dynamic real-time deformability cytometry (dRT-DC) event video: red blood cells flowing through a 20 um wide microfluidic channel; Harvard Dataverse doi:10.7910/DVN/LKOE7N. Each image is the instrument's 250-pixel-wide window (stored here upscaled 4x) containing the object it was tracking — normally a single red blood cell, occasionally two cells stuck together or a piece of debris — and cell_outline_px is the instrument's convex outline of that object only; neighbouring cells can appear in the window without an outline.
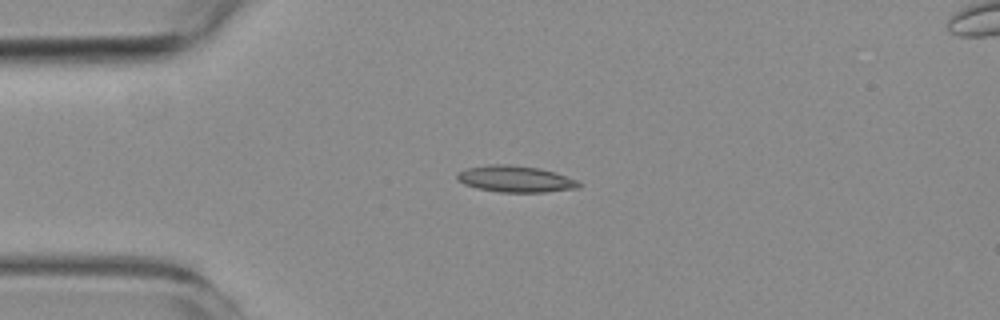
{"species": "common noctule bat (a hibernating species)", "species_latin": "Nyctalus noctula", "temperature_condition": "room temperature", "stored_images_in_passage": 4, "camera_frame_rate_fps": 3000, "um_per_image_px": 0.085, "animal": {"sex": "female", "body_mass_g": 19.3, "forearm_length_mm": 54.1}, "frame": {"image": 1, "passage_image": 2, "time_ms": 1.333, "image_size_px": [1000, 320], "cell_outline_px": [[580, 188], [544, 192], [500, 192], [476, 188], [464, 184], [456, 180], [456, 172], [468, 168], [488, 164], [512, 164], [540, 168], [576, 180], [580, 184]], "centroid_in_image_um": [43.74, 15.21], "position_along_channel_um": 41.3, "area_um2": 18.79}}